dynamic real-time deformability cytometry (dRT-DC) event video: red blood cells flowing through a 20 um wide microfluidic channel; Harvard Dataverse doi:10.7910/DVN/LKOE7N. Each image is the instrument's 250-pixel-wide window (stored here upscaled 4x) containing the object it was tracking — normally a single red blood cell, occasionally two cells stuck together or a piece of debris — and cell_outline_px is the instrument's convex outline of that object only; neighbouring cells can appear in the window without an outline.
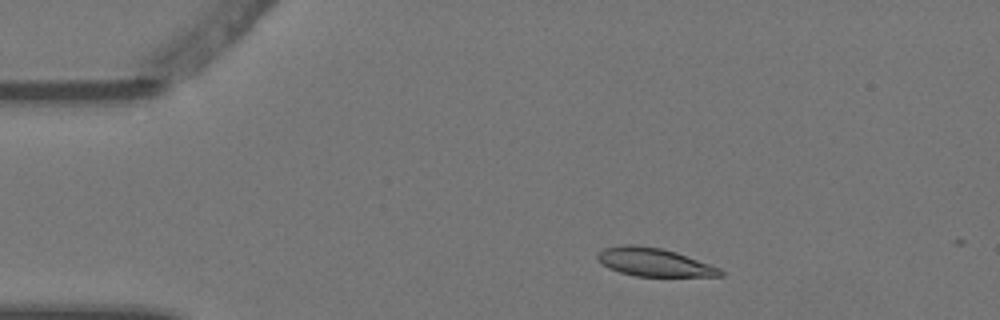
{"species": "Egyptian fruit bat (a non-hibernating species)", "species_latin": "Rousettus aegyptiacus", "temperature_condition": "warm", "stored_images_in_passage": 4, "camera_frame_rate_fps": 3000, "um_per_image_px": 0.085, "animal": {"sex": "female"}, "frame": {"image": 1, "passage_image": 2, "time_ms": 0.333, "image_size_px": [1000, 320], "cell_outline_px": [[724, 276], [636, 276], [620, 272], [608, 268], [600, 264], [596, 256], [604, 248], [624, 244], [636, 244], [660, 248], [676, 252], [720, 268], [724, 272]], "centroid_in_image_um": [55.57, 22.28], "position_along_channel_um": 29.4, "area_um2": 20.17}}